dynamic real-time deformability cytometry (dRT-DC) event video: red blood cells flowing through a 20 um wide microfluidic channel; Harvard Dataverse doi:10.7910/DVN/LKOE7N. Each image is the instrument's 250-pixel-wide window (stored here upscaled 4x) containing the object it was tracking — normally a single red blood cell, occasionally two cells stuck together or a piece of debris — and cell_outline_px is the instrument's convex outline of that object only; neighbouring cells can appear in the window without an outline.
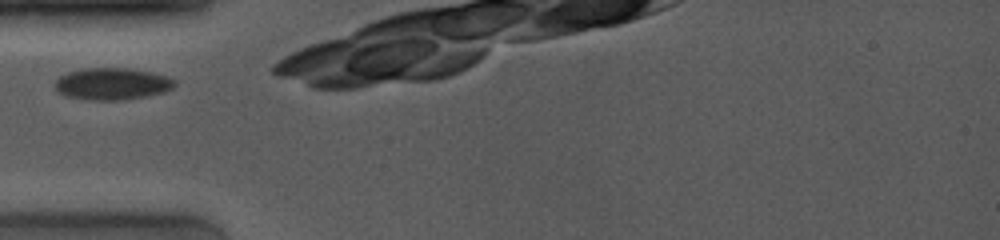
{"species": "common noctule bat (a hibernating species)", "species_latin": "Nyctalus noctula", "temperature_condition": "room temperature", "stored_images_in_passage": 19, "camera_frame_rate_fps": 4000, "um_per_image_px": 0.085, "animal": {"sex": "female", "body_mass_g": 19.0, "forearm_length_mm": 53.3}, "frame": {"image": 1, "passage_image": 1, "time_ms": 0.0, "image_size_px": [1000, 240], "cell_outline_px": [[176, 84], [172, 88], [164, 92], [148, 96], [124, 100], [92, 100], [64, 96], [56, 88], [56, 80], [60, 76], [68, 72], [84, 68], [128, 68], [152, 72], [164, 76], [172, 80]], "centroid_in_image_um": [9.52, 7.13], "position_along_channel_um": 75.5, "area_um2": 22.14}}
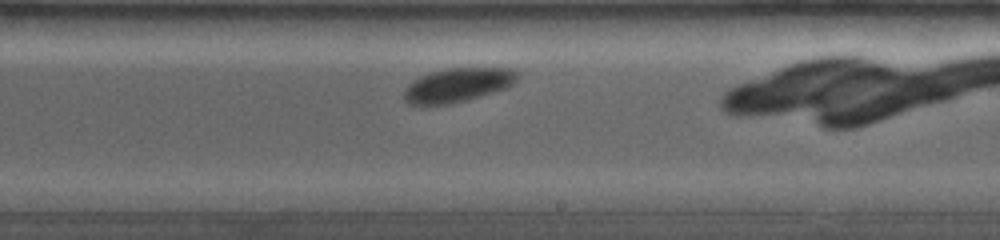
{"frame": {"image": 2, "passage_image": 11, "time_ms": 4.5, "image_size_px": [1000, 240], "cell_outline_px": [[520, 76], [512, 84], [504, 88], [492, 92], [452, 104], [408, 104], [404, 100], [404, 88], [412, 80], [420, 76], [432, 72], [448, 68], [516, 68], [520, 72]], "centroid_in_image_um": [38.91, 7.21], "position_along_channel_um": 250.1, "area_um2": 22.43}}